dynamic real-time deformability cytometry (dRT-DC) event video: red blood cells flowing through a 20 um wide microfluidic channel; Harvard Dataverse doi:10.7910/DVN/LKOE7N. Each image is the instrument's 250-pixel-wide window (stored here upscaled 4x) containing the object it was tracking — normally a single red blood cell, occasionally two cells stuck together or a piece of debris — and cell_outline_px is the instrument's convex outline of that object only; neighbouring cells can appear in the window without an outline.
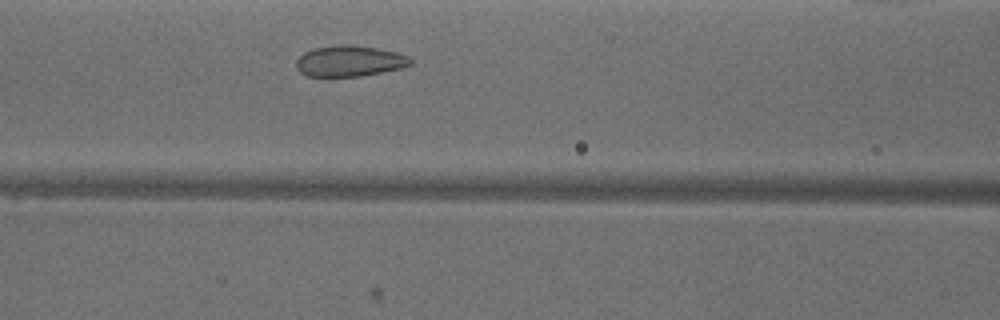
{"species": "common noctule bat (a hibernating species)", "species_latin": "Nyctalus noctula", "temperature_condition": "warm", "stored_images_in_passage": 29, "camera_frame_rate_fps": 3000, "um_per_image_px": 0.085, "animal": {"sex": "male", "body_mass_g": 18.8}, "frame": {"image": 1, "passage_image": 11, "time_ms": 3.333, "image_size_px": [1000, 320], "cell_outline_px": [[412, 64], [400, 68], [360, 76], [308, 76], [300, 72], [296, 68], [296, 60], [304, 52], [312, 48], [340, 44], [352, 44], [376, 48], [396, 52], [408, 56], [412, 60]], "centroid_in_image_um": [29.68, 5.17], "position_along_channel_um": 136.9, "area_um2": 20.58}}
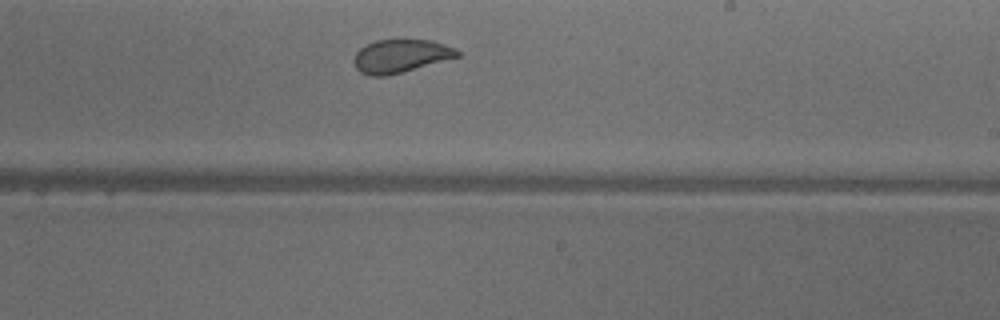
{"frame": {"image": 2, "passage_image": 20, "time_ms": 6.333, "image_size_px": [1000, 320], "cell_outline_px": [[460, 56], [400, 72], [384, 76], [372, 76], [360, 72], [356, 68], [352, 60], [356, 52], [360, 48], [376, 40], [432, 40], [456, 48], [460, 52]], "centroid_in_image_um": [34.03, 4.75], "position_along_channel_um": 255.0, "area_um2": 19.77}}
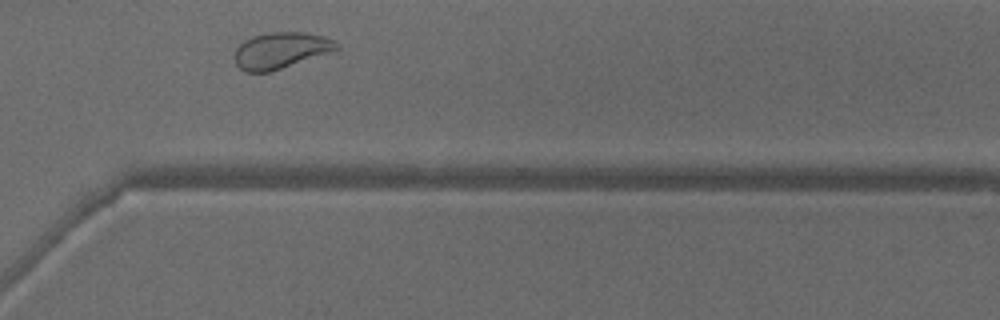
{"frame": {"image": 3, "passage_image": 27, "time_ms": 8.667, "image_size_px": [1000, 320], "cell_outline_px": [[340, 48], [332, 52], [268, 72], [244, 72], [236, 64], [232, 56], [236, 48], [244, 40], [252, 36], [272, 32], [304, 32], [324, 36], [340, 44]], "centroid_in_image_um": [23.85, 4.28], "position_along_channel_um": 346.8, "area_um2": 21.62}, "authors_computed_cell_mechanics": {"area_um2": 20.9236, "velocity_mm_per_s": 3.9389, "shape_relaxation_time_tau1_ms": null, "shape_relaxation_time_tau2_ms": 0.6069, "deformation_change_tau1": null, "deformation_change_tau2": 0.0691}}